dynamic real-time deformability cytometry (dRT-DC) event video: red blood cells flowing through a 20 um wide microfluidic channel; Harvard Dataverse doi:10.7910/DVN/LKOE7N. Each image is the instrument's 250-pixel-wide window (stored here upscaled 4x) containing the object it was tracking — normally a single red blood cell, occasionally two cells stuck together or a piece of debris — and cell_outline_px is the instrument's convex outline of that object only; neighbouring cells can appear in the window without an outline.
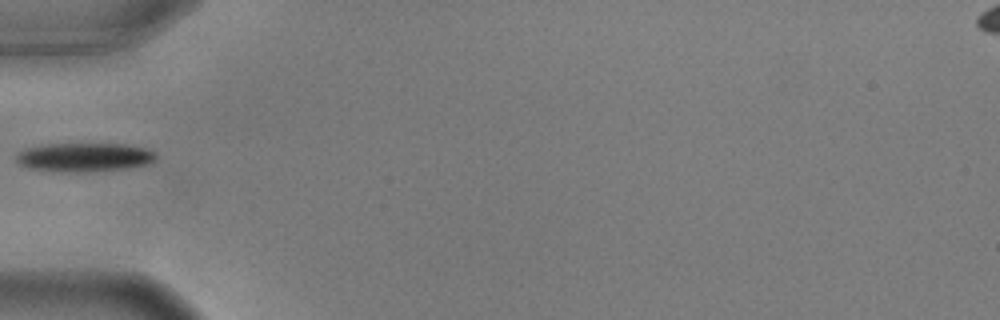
{"species": "common noctule bat (a hibernating species)", "species_latin": "Nyctalus noctula", "temperature_condition": "warm", "stored_images_in_passage": 38, "camera_frame_rate_fps": 3000, "um_per_image_px": 0.085, "animal": {"sex": "male", "body_mass_g": 17.9, "forearm_length_mm": 54.2}, "frame": {"image": 1, "passage_image": 1, "time_ms": 0.0, "image_size_px": [1000, 320], "cell_outline_px": [[156, 160], [152, 164], [124, 168], [84, 172], [56, 172], [32, 168], [20, 164], [16, 160], [16, 152], [24, 148], [40, 144], [128, 144], [144, 148], [156, 152]], "centroid_in_image_um": [7.16, 13.36], "position_along_channel_um": 77.8, "area_um2": 23.76}}
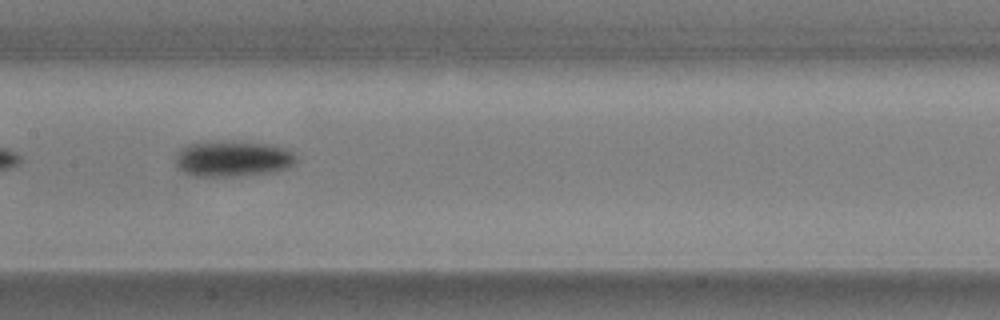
{"frame": {"image": 2, "passage_image": 10, "time_ms": 3.0, "image_size_px": [1000, 320], "cell_outline_px": [[296, 160], [288, 168], [272, 172], [236, 176], [192, 176], [176, 168], [176, 156], [180, 148], [184, 144], [264, 144], [284, 148], [292, 152], [296, 156]], "centroid_in_image_um": [19.75, 13.55], "position_along_channel_um": 187.6, "area_um2": 24.16}}
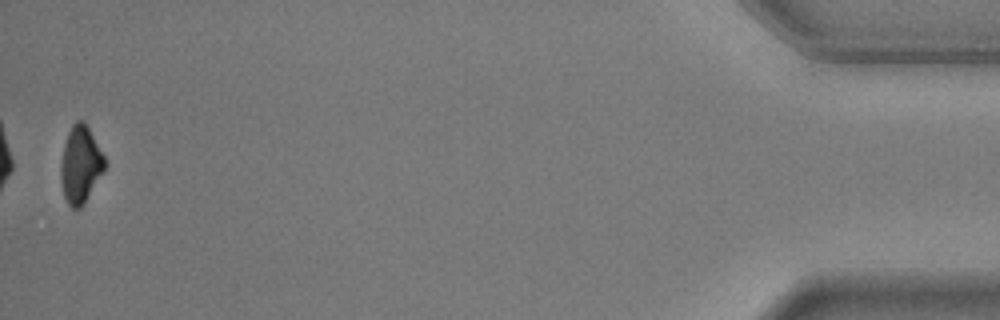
{"frame": {"image": 3, "passage_image": 37, "time_ms": 12.0, "image_size_px": [1000, 320], "cell_outline_px": [[104, 172], [84, 204], [80, 208], [72, 208], [68, 204], [64, 196], [60, 180], [60, 164], [64, 144], [68, 132], [72, 124], [76, 120], [84, 120], [104, 156]], "centroid_in_image_um": [6.82, 14.0], "position_along_channel_um": 428.4, "area_um2": 19.77}}